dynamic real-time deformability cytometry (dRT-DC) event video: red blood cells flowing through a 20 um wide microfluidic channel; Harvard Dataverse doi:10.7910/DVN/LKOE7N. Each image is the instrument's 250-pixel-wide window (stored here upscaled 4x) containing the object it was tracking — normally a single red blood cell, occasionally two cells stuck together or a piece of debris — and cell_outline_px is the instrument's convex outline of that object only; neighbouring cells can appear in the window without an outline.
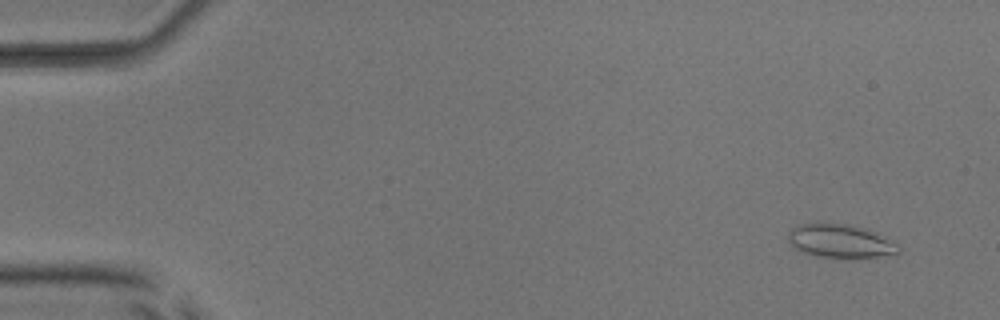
{"species": "common noctule bat (a hibernating species)", "species_latin": "Nyctalus noctula", "temperature_condition": "room temperature", "stored_images_in_passage": 54, "camera_frame_rate_fps": 3000, "um_per_image_px": 0.085, "animal": {"sex": "male", "body_mass_g": 17.9, "forearm_length_mm": 54.2}, "frame": {"image": 1, "passage_image": 4, "time_ms": 1.0, "image_size_px": [1000, 320], "cell_outline_px": [[900, 252], [876, 256], [848, 260], [844, 260], [816, 256], [804, 252], [796, 248], [788, 240], [788, 232], [796, 224], [816, 220], [820, 220], [852, 224], [868, 228], [896, 240], [900, 248]], "centroid_in_image_um": [71.44, 20.45], "position_along_channel_um": 13.6, "area_um2": 23.06}}
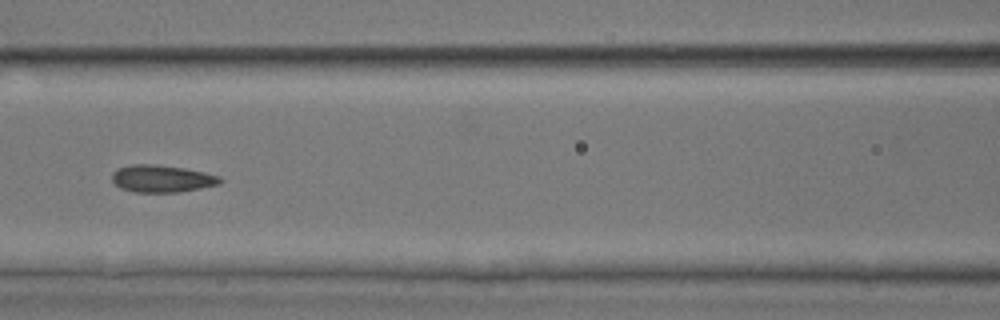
{"frame": {"image": 2, "passage_image": 25, "time_ms": 8.0, "image_size_px": [1000, 320], "cell_outline_px": [[224, 180], [220, 184], [180, 192], [136, 192], [120, 188], [112, 180], [112, 172], [120, 168], [132, 164], [152, 164], [184, 168], [204, 172], [220, 176]], "centroid_in_image_um": [13.78, 15.19], "position_along_channel_um": 152.8, "area_um2": 17.11}}
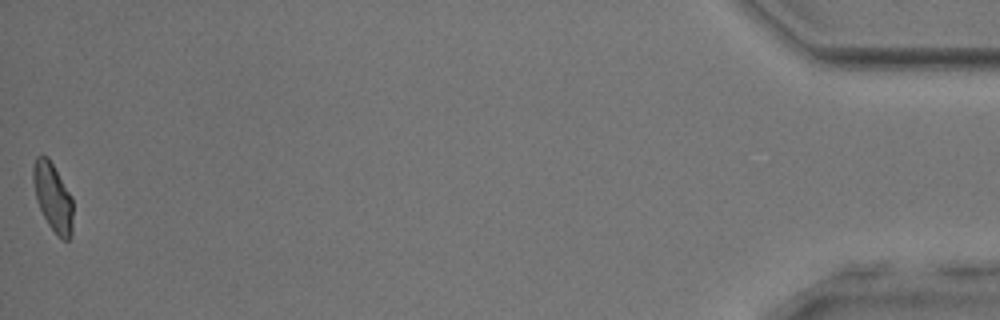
{"frame": {"image": 3, "passage_image": 54, "time_ms": 17.667, "image_size_px": [1000, 320], "cell_outline_px": [[72, 236], [68, 240], [64, 240], [56, 236], [48, 224], [36, 200], [32, 180], [32, 164], [36, 156], [48, 156], [72, 196]], "centroid_in_image_um": [4.48, 16.76], "position_along_channel_um": 430.7, "area_um2": 16.07}, "authors_computed_cell_mechanics": {"area_um2": 16.762, "velocity_mm_per_s": 3.8591, "shape_relaxation_time_tau1_ms": 9.5826, "shape_relaxation_time_tau2_ms": 1.5095, "deformation_change_tau1": 0.1739, "deformation_change_tau2": 0.0835}}